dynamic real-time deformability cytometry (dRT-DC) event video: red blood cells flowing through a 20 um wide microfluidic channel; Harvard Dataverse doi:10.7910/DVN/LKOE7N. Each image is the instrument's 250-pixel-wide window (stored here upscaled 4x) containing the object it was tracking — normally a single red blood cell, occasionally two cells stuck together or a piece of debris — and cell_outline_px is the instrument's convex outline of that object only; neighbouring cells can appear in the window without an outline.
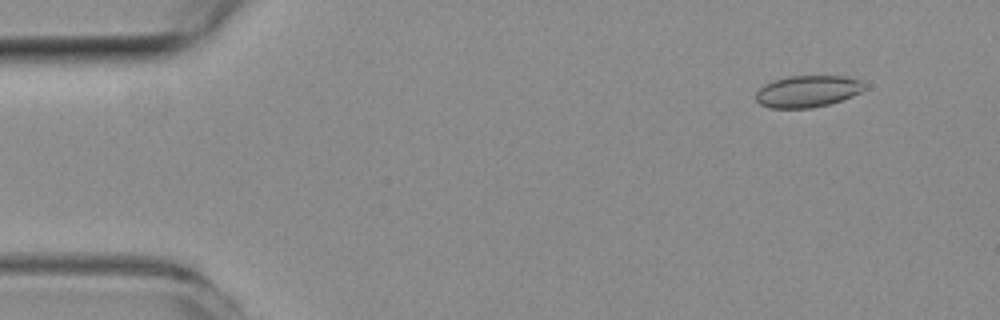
{"species": "common noctule bat (a hibernating species)", "species_latin": "Nyctalus noctula", "temperature_condition": "room temperature", "stored_images_in_passage": 49, "camera_frame_rate_fps": 3000, "um_per_image_px": 0.085, "animal": {"sex": "female", "body_mass_g": 19.3, "forearm_length_mm": 54.1}, "frame": {"image": 1, "passage_image": 2, "time_ms": 0.333, "image_size_px": [1000, 320], "cell_outline_px": [[864, 88], [860, 92], [852, 96], [828, 104], [812, 108], [772, 108], [760, 104], [756, 100], [756, 92], [764, 84], [788, 76], [844, 76], [860, 80]], "centroid_in_image_um": [68.61, 7.76], "position_along_channel_um": 16.4, "area_um2": 19.83}}
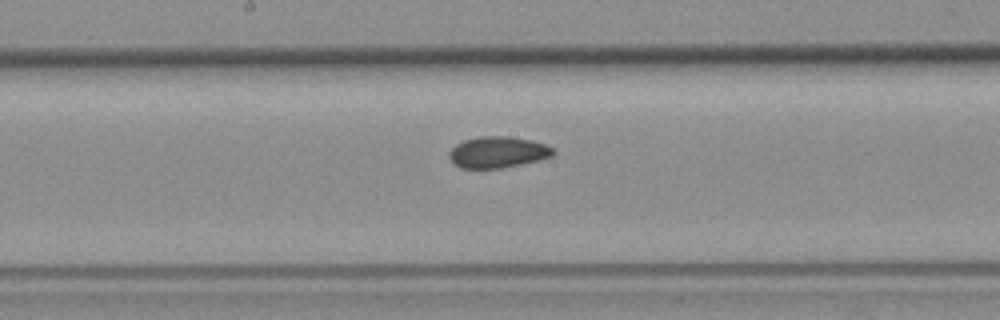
{"frame": {"image": 2, "passage_image": 24, "time_ms": 7.667, "image_size_px": [1000, 320], "cell_outline_px": [[556, 152], [552, 156], [520, 164], [500, 168], [460, 168], [448, 156], [448, 152], [456, 144], [464, 140], [480, 136], [508, 136], [532, 140], [544, 144], [552, 148]], "centroid_in_image_um": [42.29, 12.92], "position_along_channel_um": 205.9, "area_um2": 18.79}}
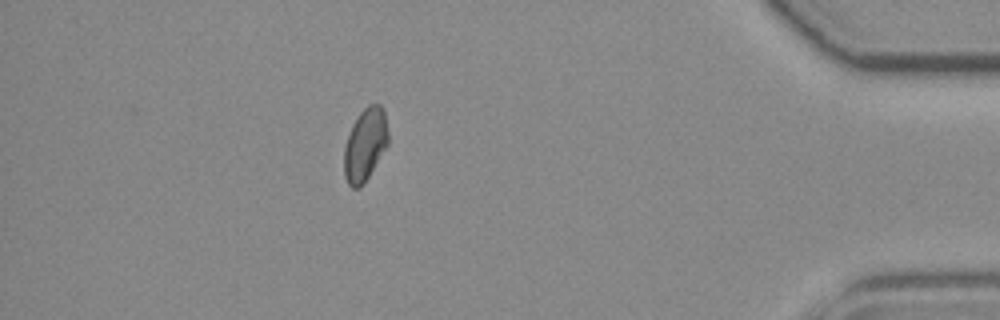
{"frame": {"image": 3, "passage_image": 43, "time_ms": 14.0, "image_size_px": [1000, 320], "cell_outline_px": [[388, 144], [364, 184], [360, 188], [352, 188], [348, 184], [344, 176], [344, 148], [352, 124], [360, 112], [368, 104], [380, 104], [384, 108], [388, 132]], "centroid_in_image_um": [31.04, 12.29], "position_along_channel_um": 404.2, "area_um2": 18.79}, "authors_computed_cell_mechanics": {"area_um2": 18.8428, "velocity_mm_per_s": 3.9365, "shape_relaxation_time_tau1_ms": null, "shape_relaxation_time_tau2_ms": 3.3318, "deformation_change_tau1": null, "deformation_change_tau2": 0.0707}}